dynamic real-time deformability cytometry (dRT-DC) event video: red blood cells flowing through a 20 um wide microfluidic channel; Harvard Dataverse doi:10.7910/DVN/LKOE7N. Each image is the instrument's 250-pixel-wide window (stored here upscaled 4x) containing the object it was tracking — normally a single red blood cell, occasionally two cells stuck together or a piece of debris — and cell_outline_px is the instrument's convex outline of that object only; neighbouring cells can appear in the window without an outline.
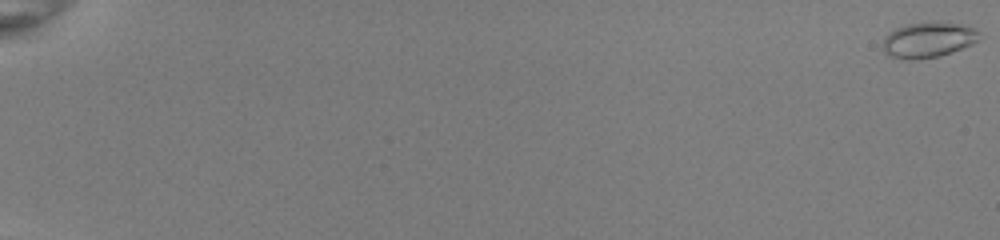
{"species": "common noctule bat (a hibernating species)", "species_latin": "Nyctalus noctula", "temperature_condition": "room temperature", "stored_images_in_passage": 14, "camera_frame_rate_fps": 3000, "um_per_image_px": 0.085, "animal": {"sex": "female", "body_mass_g": 22.0, "forearm_length_mm": 56.7}, "frame": {"image": 1, "passage_image": 1, "time_ms": 0.0, "image_size_px": [1000, 240], "cell_outline_px": [[980, 32], [976, 40], [972, 44], [940, 56], [916, 60], [900, 60], [888, 56], [884, 52], [884, 36], [888, 32], [904, 24], [960, 24], [972, 28]], "centroid_in_image_um": [78.82, 3.44], "position_along_channel_um": 6.2, "area_um2": 19.48}}